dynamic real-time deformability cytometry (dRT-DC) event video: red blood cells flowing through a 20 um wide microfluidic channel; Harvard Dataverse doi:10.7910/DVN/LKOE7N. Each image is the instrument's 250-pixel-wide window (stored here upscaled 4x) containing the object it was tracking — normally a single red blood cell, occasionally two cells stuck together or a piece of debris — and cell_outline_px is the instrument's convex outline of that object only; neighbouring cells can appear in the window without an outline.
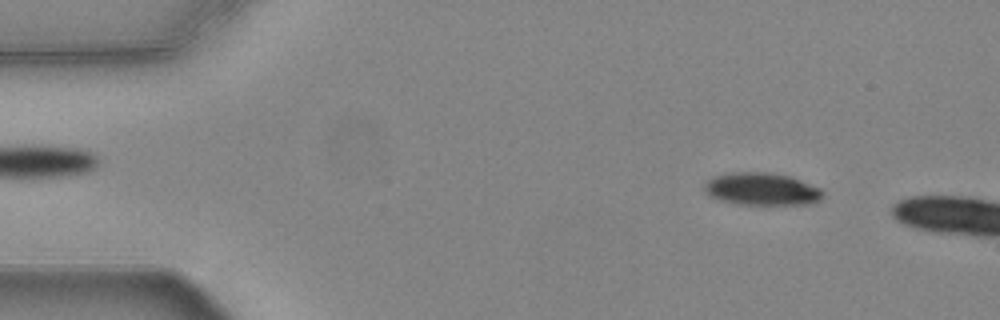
{"species": "common noctule bat (a hibernating species)", "species_latin": "Nyctalus noctula", "temperature_condition": "warm", "stored_images_in_passage": 12, "camera_frame_rate_fps": 3000, "um_per_image_px": 0.085, "animal": {"sex": "female", "body_mass_g": 24.6, "forearm_length_mm": 56.2}, "frame": {"image": 1, "passage_image": 6, "time_ms": 1.667, "image_size_px": [1000, 320], "cell_outline_px": [[824, 196], [816, 204], [736, 204], [716, 200], [708, 196], [704, 192], [704, 184], [712, 176], [732, 172], [768, 172], [792, 176], [820, 188], [824, 192]], "centroid_in_image_um": [64.74, 16.07], "position_along_channel_um": 20.3, "area_um2": 22.95}}